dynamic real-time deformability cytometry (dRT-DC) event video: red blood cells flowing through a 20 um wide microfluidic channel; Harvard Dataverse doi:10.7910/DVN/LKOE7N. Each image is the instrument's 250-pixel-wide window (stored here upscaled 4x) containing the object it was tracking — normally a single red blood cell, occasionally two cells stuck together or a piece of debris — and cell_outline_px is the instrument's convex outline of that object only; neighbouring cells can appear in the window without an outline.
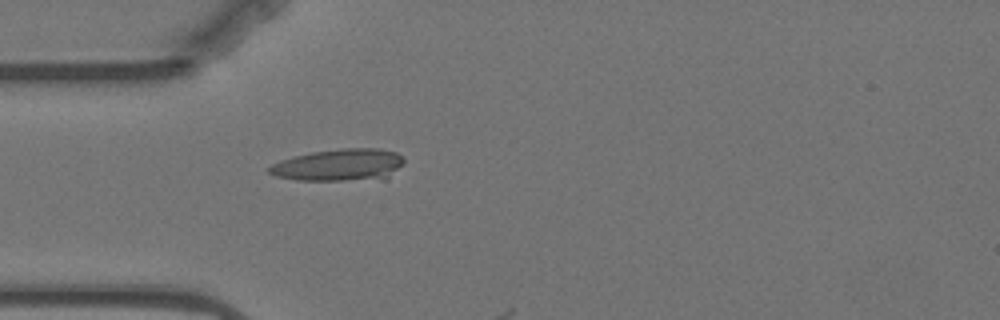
{"species": "Egyptian fruit bat (a non-hibernating species)", "species_latin": "Rousettus aegyptiacus", "temperature_condition": "warm", "stored_images_in_passage": 4, "camera_frame_rate_fps": 3000, "um_per_image_px": 0.085, "animal": {"sex": "female"}, "frame": {"image": 1, "passage_image": 1, "time_ms": 0.0, "image_size_px": [1000, 320], "cell_outline_px": [[404, 164], [384, 180], [296, 180], [276, 176], [268, 172], [264, 168], [280, 160], [292, 156], [312, 152], [340, 148], [380, 148], [396, 152], [404, 156]], "centroid_in_image_um": [28.85, 14.02], "position_along_channel_um": 56.2, "area_um2": 25.72}}